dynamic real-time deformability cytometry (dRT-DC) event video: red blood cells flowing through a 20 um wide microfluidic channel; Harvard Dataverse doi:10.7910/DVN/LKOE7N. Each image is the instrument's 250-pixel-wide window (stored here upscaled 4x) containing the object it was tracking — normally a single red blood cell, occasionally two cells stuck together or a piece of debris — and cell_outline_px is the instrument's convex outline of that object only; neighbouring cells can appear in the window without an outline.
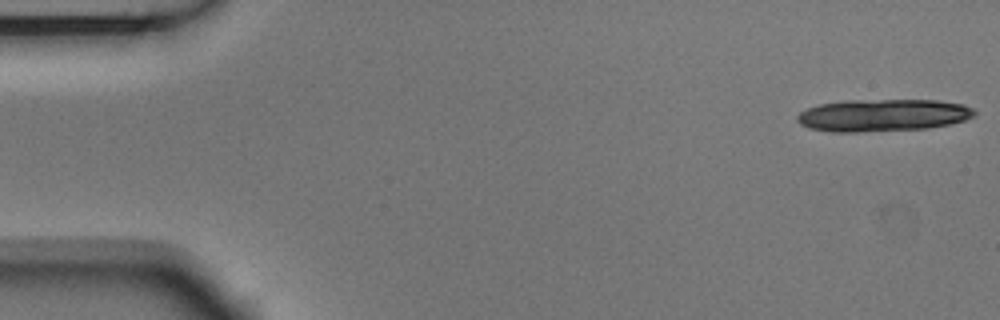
{"species": "Egyptian fruit bat (a non-hibernating species)", "species_latin": "Rousettus aegyptiacus", "temperature_condition": "room temperature", "stored_images_in_passage": 7, "camera_frame_rate_fps": 3000, "um_per_image_px": 0.085, "animal": {"sex": "male"}, "frame": {"image": 1, "passage_image": 1, "time_ms": 0.0, "image_size_px": [1000, 320], "cell_outline_px": [[976, 116], [964, 120], [948, 124], [928, 128], [856, 132], [832, 132], [808, 128], [800, 124], [796, 120], [796, 116], [800, 112], [808, 108], [820, 104], [848, 100], [940, 100], [964, 104], [972, 108], [976, 112]], "centroid_in_image_um": [75.04, 9.79], "position_along_channel_um": 10.0, "area_um2": 33.47}}
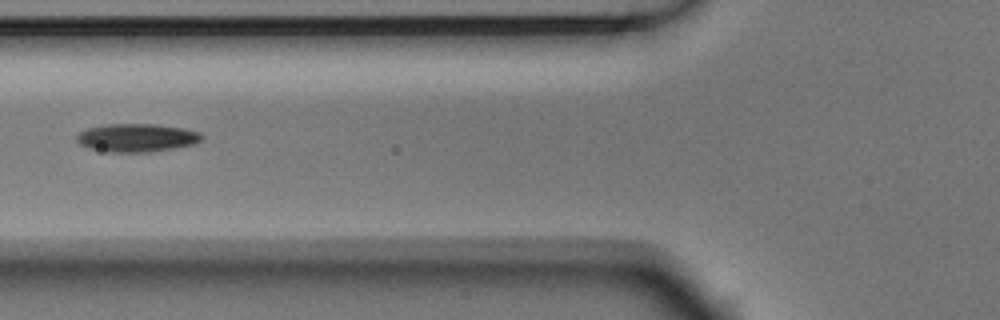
{"frame": {"image": 2, "passage_image": 7, "time_ms": 2.0, "image_size_px": [1000, 320], "cell_outline_px": [[204, 136], [196, 144], [148, 152], [108, 152], [88, 148], [80, 144], [76, 140], [76, 136], [80, 132], [88, 128], [104, 124], [156, 124], [184, 128], [200, 132]], "centroid_in_image_um": [11.62, 11.7], "position_along_channel_um": 114.2, "area_um2": 20.63}}